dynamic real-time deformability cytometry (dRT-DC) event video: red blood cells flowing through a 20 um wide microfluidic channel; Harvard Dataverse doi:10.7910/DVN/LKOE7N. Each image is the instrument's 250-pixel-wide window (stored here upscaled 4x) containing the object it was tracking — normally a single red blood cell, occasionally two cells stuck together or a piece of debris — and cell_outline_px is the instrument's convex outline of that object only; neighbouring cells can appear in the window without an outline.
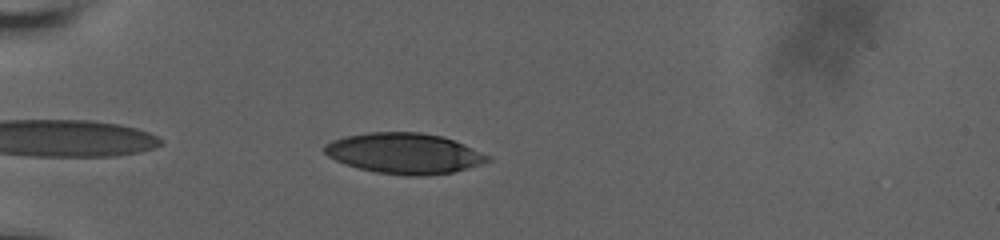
{"species": "human", "species_latin": "Homo sapiens", "temperature_condition": "room temperature", "stored_images_in_passage": 39, "camera_frame_rate_fps": 3000, "um_per_image_px": 0.085, "donor": {"sex": "male"}, "frame": {"image": 1, "passage_image": 3, "time_ms": 0.667, "image_size_px": [1000, 240], "cell_outline_px": [[492, 160], [468, 168], [452, 172], [424, 176], [404, 176], [376, 172], [360, 168], [336, 160], [328, 156], [324, 152], [324, 148], [332, 140], [348, 136], [368, 132], [420, 132], [444, 136], [464, 144], [492, 156]], "centroid_in_image_um": [34.43, 13.03], "position_along_channel_um": 50.6, "area_um2": 38.55}}
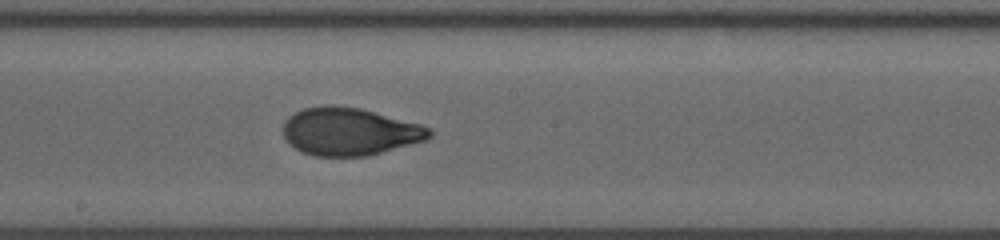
{"frame": {"image": 2, "passage_image": 19, "time_ms": 6.0, "image_size_px": [1000, 240], "cell_outline_px": [[432, 136], [424, 140], [368, 156], [312, 156], [300, 152], [288, 144], [284, 140], [284, 120], [288, 116], [304, 108], [360, 108], [420, 124], [432, 128]], "centroid_in_image_um": [29.7, 11.23], "position_along_channel_um": 218.5, "area_um2": 40.0}}
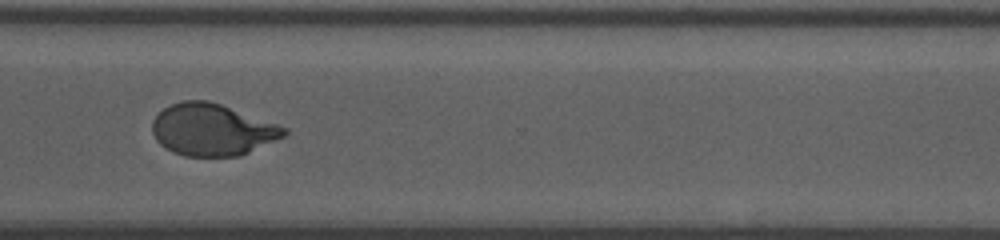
{"frame": {"image": 3, "passage_image": 30, "time_ms": 9.667, "image_size_px": [1000, 240], "cell_outline_px": [[288, 132], [284, 136], [240, 156], [184, 156], [172, 152], [164, 148], [156, 140], [152, 132], [152, 120], [164, 108], [172, 104], [184, 100], [208, 100], [220, 104], [288, 128]], "centroid_in_image_um": [18.01, 11.03], "position_along_channel_um": 352.6, "area_um2": 39.65}, "authors_computed_cell_mechanics": {"area_um2": 39.9976, "velocity_mm_per_s": 3.6644, "shape_relaxation_time_tau1_ms": 5.0518, "shape_relaxation_time_tau2_ms": 0.9602, "deformation_change_tau1": 0.2066, "deformation_change_tau2": 0.0587}}